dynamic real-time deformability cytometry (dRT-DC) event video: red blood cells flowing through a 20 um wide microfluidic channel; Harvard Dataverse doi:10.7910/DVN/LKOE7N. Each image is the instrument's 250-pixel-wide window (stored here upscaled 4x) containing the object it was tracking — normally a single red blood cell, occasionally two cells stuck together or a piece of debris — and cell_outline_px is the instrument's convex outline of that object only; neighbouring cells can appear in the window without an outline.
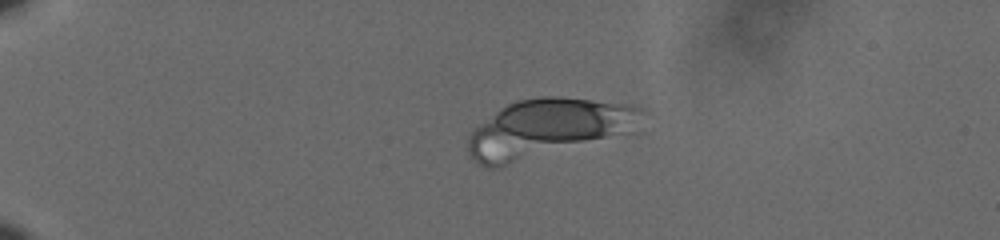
{"species": "human", "species_latin": "Homo sapiens", "temperature_condition": "cold", "stored_images_in_passage": 10, "camera_frame_rate_fps": 3000, "um_per_image_px": 0.085, "donor": {"sex": "male"}, "frame": {"image": 1, "passage_image": 1, "time_ms": 0.0, "image_size_px": [1000, 240], "cell_outline_px": [[644, 112], [612, 132], [604, 136], [496, 168], [488, 168], [480, 164], [468, 152], [468, 136], [480, 124], [496, 112], [508, 104], [520, 100], [544, 96], [556, 96], [632, 104], [644, 108]], "centroid_in_image_um": [46.29, 10.85], "position_along_channel_um": 38.7, "area_um2": 55.03}}
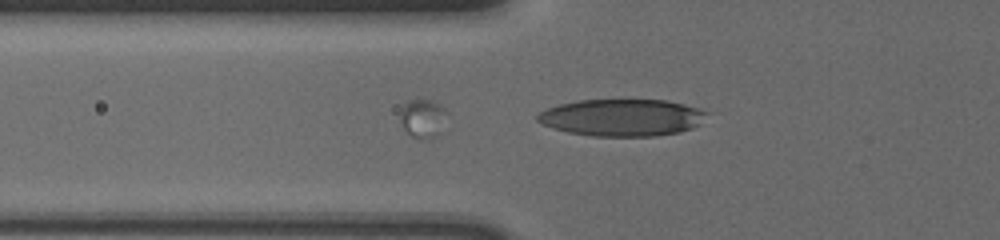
{"frame": {"image": 2, "passage_image": 10, "time_ms": 3.0, "image_size_px": [1000, 240], "cell_outline_px": [[708, 112], [700, 124], [692, 128], [680, 132], [656, 136], [592, 136], [568, 132], [552, 128], [536, 120], [536, 116], [540, 112], [548, 108], [560, 104], [580, 100], [664, 100], [684, 104], [700, 108]], "centroid_in_image_um": [52.89, 9.99], "position_along_channel_um": 72.9, "area_um2": 36.47}}